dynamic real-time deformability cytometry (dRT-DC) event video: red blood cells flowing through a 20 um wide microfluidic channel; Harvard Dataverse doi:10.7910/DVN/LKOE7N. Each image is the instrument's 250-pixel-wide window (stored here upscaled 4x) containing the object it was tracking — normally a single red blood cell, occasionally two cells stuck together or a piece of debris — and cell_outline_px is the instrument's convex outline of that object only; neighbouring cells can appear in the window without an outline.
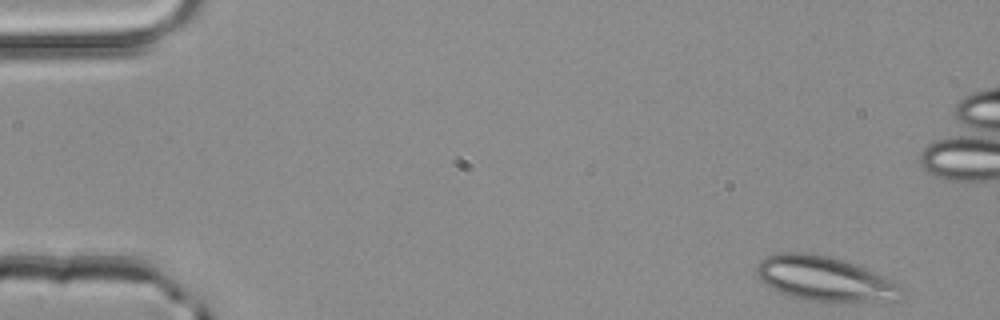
{"species": "common noctule bat (a hibernating species)", "species_latin": "Nyctalus noctula", "temperature_condition": "room temperature", "stored_images_in_passage": 50, "camera_frame_rate_fps": 3000, "um_per_image_px": 0.085, "animal": {"sex": "male", "body_mass_g": 20.4}, "frame": {"image": 1, "passage_image": 1, "time_ms": 0.0, "image_size_px": [1000, 320], "cell_outline_px": [[904, 296], [900, 300], [868, 304], [800, 300], [788, 296], [772, 288], [760, 280], [756, 272], [756, 264], [760, 260], [768, 256], [780, 252], [804, 252], [828, 256], [868, 268], [896, 280], [904, 284]], "centroid_in_image_um": [70.25, 23.75], "position_along_channel_um": 14.7, "area_um2": 39.3}}
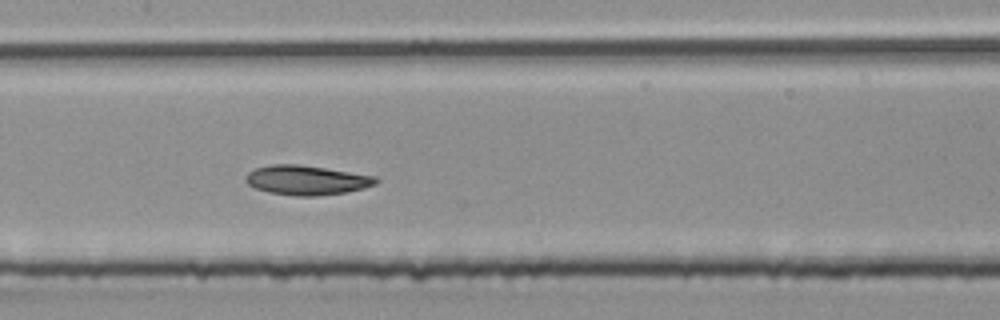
{"frame": {"image": 2, "passage_image": 23, "time_ms": 7.333, "image_size_px": [1000, 320], "cell_outline_px": [[380, 180], [376, 184], [364, 188], [344, 192], [316, 196], [296, 196], [268, 192], [256, 188], [248, 184], [244, 180], [244, 176], [248, 172], [256, 168], [272, 164], [296, 164], [324, 168], [376, 176]], "centroid_in_image_um": [26.04, 15.31], "position_along_channel_um": 181.4, "area_um2": 22.31}}
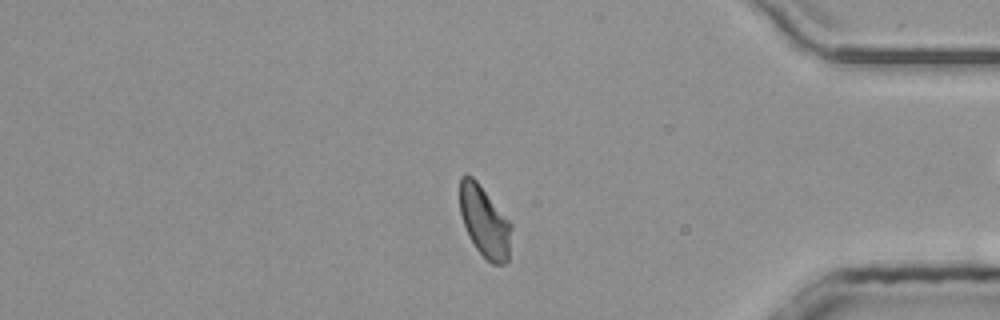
{"frame": {"image": 3, "passage_image": 41, "time_ms": 13.333, "image_size_px": [1000, 320], "cell_outline_px": [[512, 228], [508, 260], [504, 264], [492, 264], [476, 248], [468, 236], [460, 212], [460, 176], [472, 176], [476, 180], [512, 224]], "centroid_in_image_um": [41.19, 18.86], "position_along_channel_um": 394.0, "area_um2": 21.1}, "authors_computed_cell_mechanics": {"area_um2": 21.9062, "velocity_mm_per_s": 4.0254, "shape_relaxation_time_tau1_ms": 9.7596, "shape_relaxation_time_tau2_ms": 2.7265, "deformation_change_tau1": 0.1855, "deformation_change_tau2": 0.0766}}